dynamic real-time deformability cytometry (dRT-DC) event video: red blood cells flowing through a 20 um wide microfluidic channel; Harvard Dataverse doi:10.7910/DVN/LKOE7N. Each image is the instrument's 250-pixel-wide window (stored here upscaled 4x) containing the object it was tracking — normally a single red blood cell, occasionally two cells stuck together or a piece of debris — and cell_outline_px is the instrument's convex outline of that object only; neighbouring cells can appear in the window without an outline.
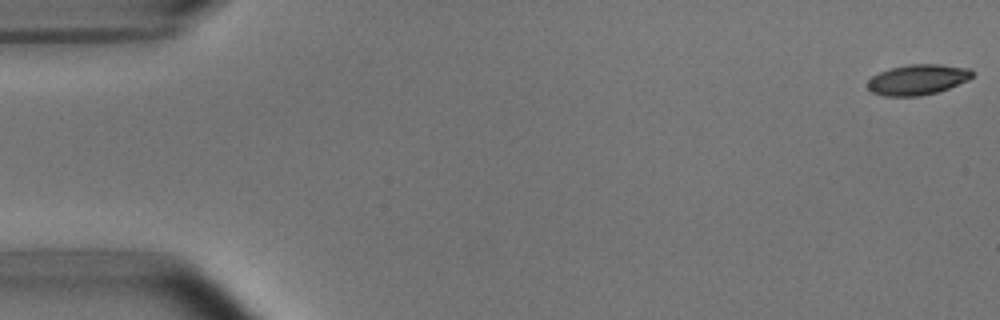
{"species": "common noctule bat (a hibernating species)", "species_latin": "Nyctalus noctula", "temperature_condition": "room temperature", "stored_images_in_passage": 53, "camera_frame_rate_fps": 3000, "um_per_image_px": 0.085, "animal": {"sex": "male", "body_mass_g": 15.6}, "frame": {"image": 1, "passage_image": 1, "time_ms": 0.0, "image_size_px": [1000, 320], "cell_outline_px": [[972, 76], [968, 80], [948, 88], [936, 92], [920, 96], [884, 96], [872, 92], [868, 88], [868, 80], [872, 76], [880, 72], [892, 68], [908, 64], [940, 64], [968, 68], [972, 72]], "centroid_in_image_um": [77.98, 6.77], "position_along_channel_um": 7.0, "area_um2": 18.38}}
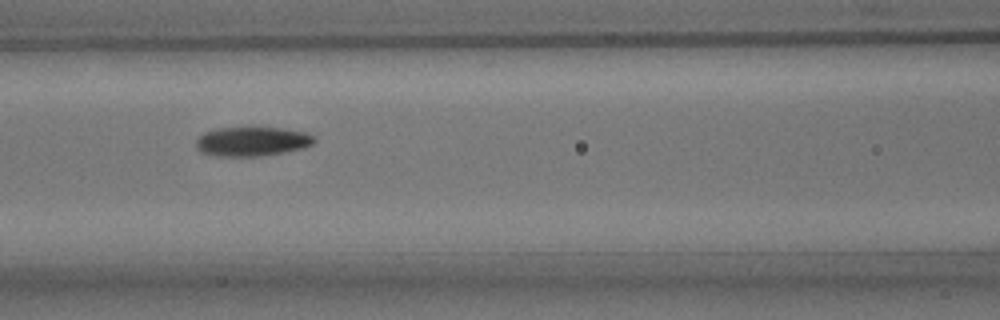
{"frame": {"image": 2, "passage_image": 23, "time_ms": 7.333, "image_size_px": [1000, 320], "cell_outline_px": [[316, 140], [312, 144], [300, 148], [260, 156], [216, 156], [200, 152], [196, 148], [196, 140], [204, 132], [216, 128], [284, 128], [308, 132], [316, 136]], "centroid_in_image_um": [21.42, 12.01], "position_along_channel_um": 145.2, "area_um2": 20.11}}
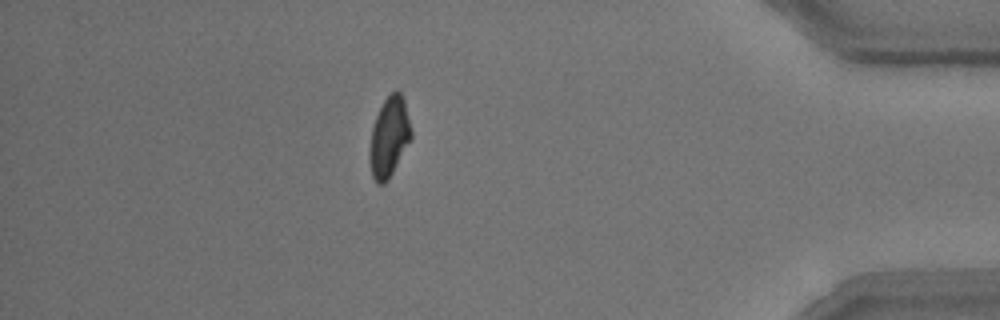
{"frame": {"image": 3, "passage_image": 47, "time_ms": 15.333, "image_size_px": [1000, 320], "cell_outline_px": [[412, 136], [388, 180], [384, 184], [376, 184], [372, 176], [368, 160], [368, 152], [372, 128], [376, 116], [384, 100], [396, 88], [404, 96], [412, 132]], "centroid_in_image_um": [33.06, 11.64], "position_along_channel_um": 402.1, "area_um2": 19.48}, "authors_computed_cell_mechanics": {"area_um2": 19.4786, "velocity_mm_per_s": 3.7522, "shape_relaxation_time_tau1_ms": 2.9562, "shape_relaxation_time_tau2_ms": 3.246, "deformation_change_tau1": 0.1519, "deformation_change_tau2": 0.0889}}